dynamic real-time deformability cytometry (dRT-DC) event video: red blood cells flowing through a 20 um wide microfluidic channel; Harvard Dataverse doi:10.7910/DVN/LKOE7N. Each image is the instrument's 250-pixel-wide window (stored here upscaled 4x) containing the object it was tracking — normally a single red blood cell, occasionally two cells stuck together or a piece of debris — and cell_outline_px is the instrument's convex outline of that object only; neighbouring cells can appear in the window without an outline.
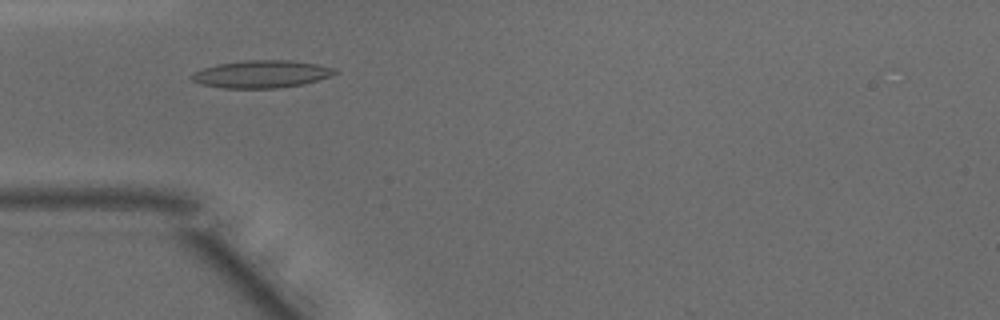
{"species": "common noctule bat (a hibernating species)", "species_latin": "Nyctalus noctula", "temperature_condition": "warm", "stored_images_in_passage": 41, "camera_frame_rate_fps": 3000, "um_per_image_px": 0.085, "animal": {"sex": "male", "body_mass_g": 15.6}, "frame": {"image": 1, "passage_image": 10, "time_ms": 3.0, "image_size_px": [1000, 320], "cell_outline_px": [[340, 72], [332, 76], [300, 84], [276, 88], [224, 88], [200, 84], [192, 80], [192, 72], [216, 64], [244, 60], [292, 60], [316, 64], [332, 68]], "centroid_in_image_um": [22.2, 6.29], "position_along_channel_um": 62.8, "area_um2": 22.83}}
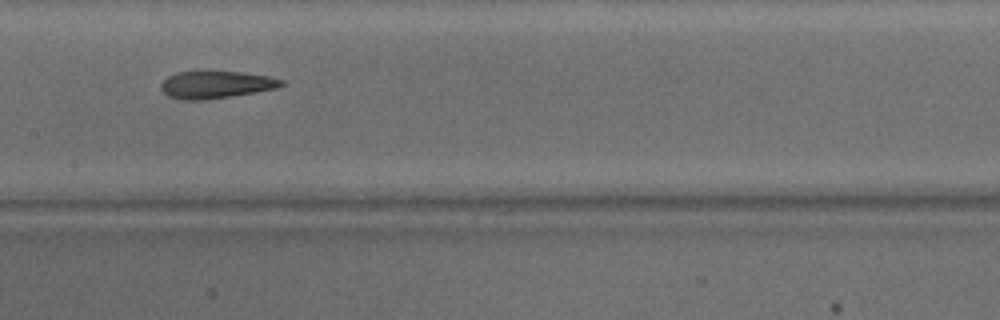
{"frame": {"image": 2, "passage_image": 19, "time_ms": 6.0, "image_size_px": [1000, 320], "cell_outline_px": [[284, 84], [276, 88], [204, 100], [184, 100], [168, 96], [160, 88], [160, 84], [168, 76], [176, 72], [204, 68], [208, 68], [244, 72], [268, 76], [284, 80]], "centroid_in_image_um": [18.3, 7.13], "position_along_channel_um": 189.1, "area_um2": 19.88}}
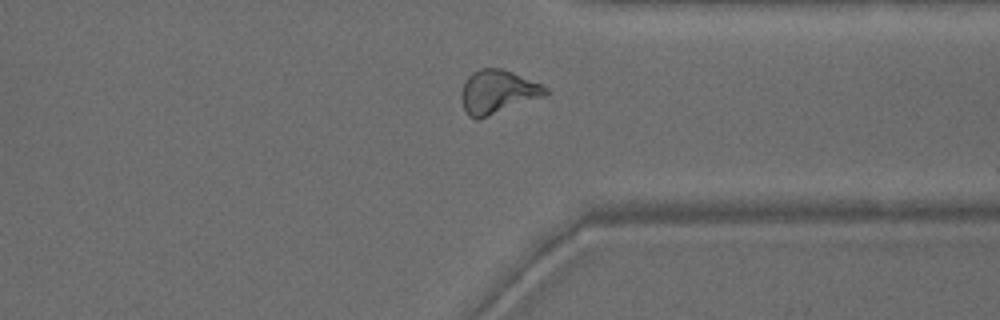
{"frame": {"image": 3, "passage_image": 32, "time_ms": 10.333, "image_size_px": [1000, 320], "cell_outline_px": [[548, 92], [544, 96], [488, 116], [476, 120], [468, 116], [464, 108], [460, 96], [460, 92], [468, 76], [472, 72], [480, 68], [500, 68], [512, 72], [540, 84], [548, 88]], "centroid_in_image_um": [42.26, 7.81], "position_along_channel_um": 369.1, "area_um2": 21.15}}